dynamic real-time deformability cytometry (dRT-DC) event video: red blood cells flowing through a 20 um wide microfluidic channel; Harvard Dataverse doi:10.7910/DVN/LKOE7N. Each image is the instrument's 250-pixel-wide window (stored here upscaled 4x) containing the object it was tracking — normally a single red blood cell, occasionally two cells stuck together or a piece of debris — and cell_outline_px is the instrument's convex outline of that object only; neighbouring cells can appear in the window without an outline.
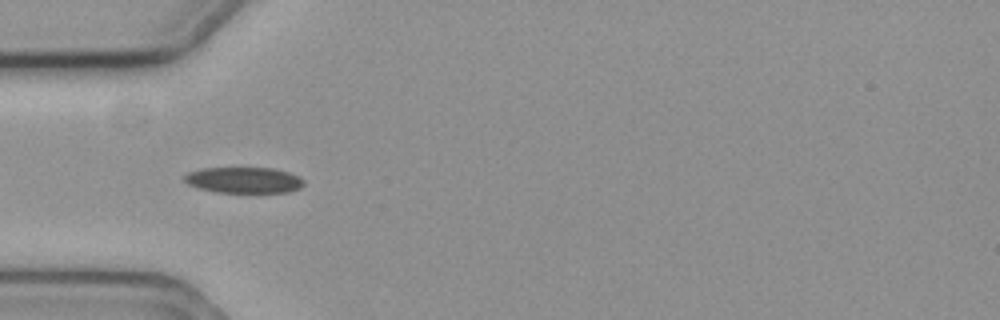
{"species": "common noctule bat (a hibernating species)", "species_latin": "Nyctalus noctula", "temperature_condition": "cold", "stored_images_in_passage": 44, "camera_frame_rate_fps": 3000, "um_per_image_px": 0.085, "animal": {"sex": "female", "body_mass_g": 19.3, "forearm_length_mm": 54.1}, "frame": {"image": 1, "passage_image": 4, "time_ms": 1.0, "image_size_px": [1000, 320], "cell_outline_px": [[304, 184], [300, 188], [288, 192], [216, 192], [200, 188], [188, 184], [184, 180], [184, 176], [188, 172], [204, 168], [272, 168], [288, 172], [304, 180]], "centroid_in_image_um": [20.72, 15.31], "position_along_channel_um": 64.3, "area_um2": 17.86}}
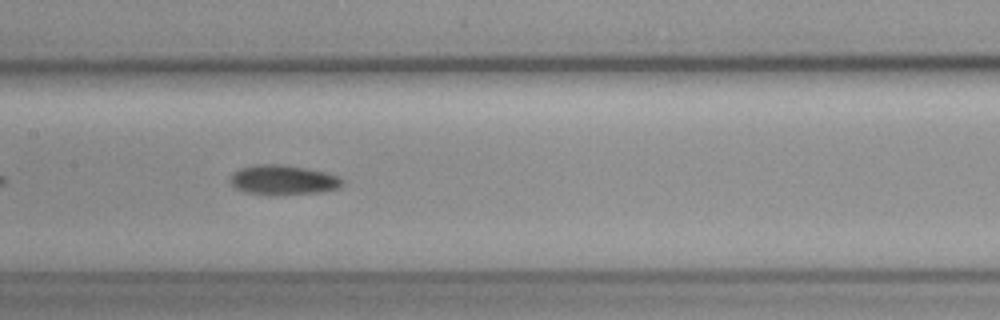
{"frame": {"image": 2, "passage_image": 14, "time_ms": 4.333, "image_size_px": [1000, 320], "cell_outline_px": [[344, 184], [340, 188], [320, 192], [268, 196], [244, 192], [236, 188], [228, 180], [232, 172], [240, 168], [256, 164], [284, 164], [308, 168], [340, 176], [344, 180]], "centroid_in_image_um": [24.06, 15.3], "position_along_channel_um": 183.3, "area_um2": 20.0}}
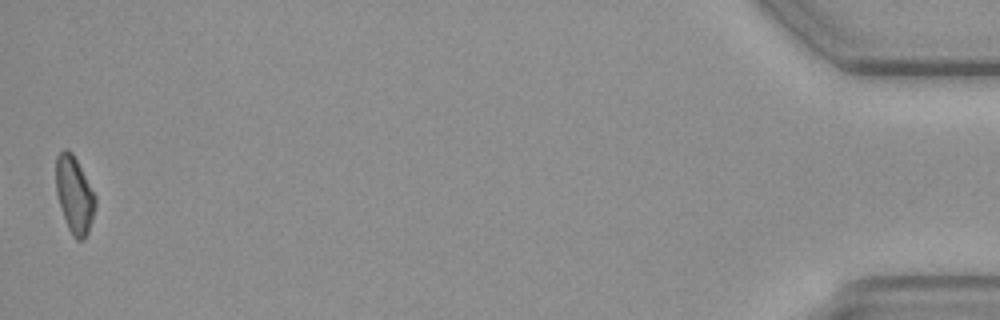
{"frame": {"image": 3, "passage_image": 43, "time_ms": 14.0, "image_size_px": [1000, 320], "cell_outline_px": [[96, 204], [88, 232], [84, 240], [76, 240], [72, 236], [68, 228], [56, 192], [56, 156], [64, 148], [68, 148], [72, 152], [96, 196]], "centroid_in_image_um": [6.32, 16.55], "position_along_channel_um": 428.9, "area_um2": 17.51}}